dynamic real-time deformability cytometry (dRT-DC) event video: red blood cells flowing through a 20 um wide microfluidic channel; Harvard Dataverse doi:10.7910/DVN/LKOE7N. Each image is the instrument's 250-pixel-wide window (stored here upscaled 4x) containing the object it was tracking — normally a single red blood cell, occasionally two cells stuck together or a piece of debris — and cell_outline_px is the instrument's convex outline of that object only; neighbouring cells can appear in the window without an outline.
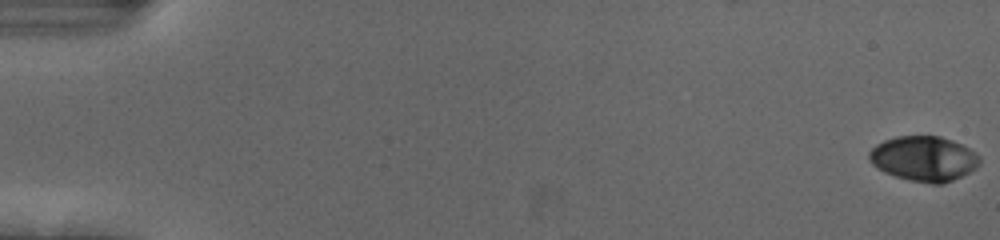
{"species": "human", "species_latin": "Homo sapiens", "temperature_condition": "cold", "stored_images_in_passage": 56, "camera_frame_rate_fps": 3000, "um_per_image_px": 0.085, "donor": {"sex": "female"}, "frame": {"image": 1, "passage_image": 1, "time_ms": 0.0, "image_size_px": [1000, 240], "cell_outline_px": [[980, 164], [976, 168], [944, 184], [932, 184], [908, 180], [884, 172], [876, 168], [868, 160], [868, 152], [876, 144], [884, 140], [896, 136], [940, 136], [952, 140], [976, 152], [980, 156]], "centroid_in_image_um": [78.51, 13.48], "position_along_channel_um": 6.5, "area_um2": 29.13}}
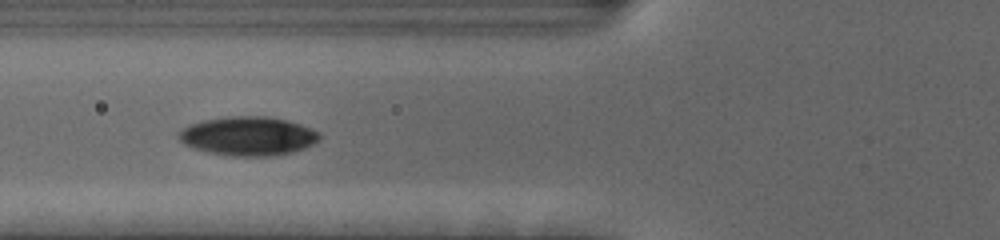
{"frame": {"image": 2, "passage_image": 23, "time_ms": 7.333, "image_size_px": [1000, 240], "cell_outline_px": [[320, 140], [304, 148], [292, 152], [272, 156], [232, 156], [208, 152], [192, 148], [184, 144], [176, 136], [176, 132], [188, 124], [204, 120], [228, 116], [264, 116], [288, 120], [312, 128], [320, 132]], "centroid_in_image_um": [21.06, 11.56], "position_along_channel_um": 104.7, "area_um2": 32.25}}
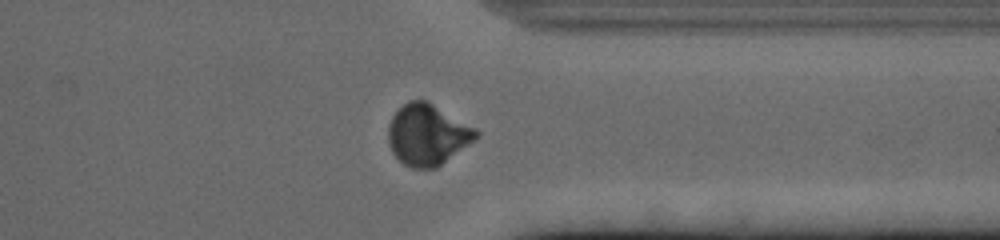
{"frame": {"image": 3, "passage_image": 45, "time_ms": 14.667, "image_size_px": [1000, 240], "cell_outline_px": [[480, 136], [436, 168], [412, 168], [404, 164], [392, 152], [388, 144], [388, 124], [392, 116], [408, 100], [428, 100], [476, 128], [480, 132]], "centroid_in_image_um": [36.34, 11.43], "position_along_channel_um": 375.1, "area_um2": 31.33}, "authors_computed_cell_mechanics": {"area_um2": 30.2583, "velocity_mm_per_s": 3.7142, "shape_relaxation_time_tau1_ms": 3.6894, "shape_relaxation_time_tau2_ms": 1.407, "deformation_change_tau1": 0.1377, "deformation_change_tau2": 0.0417}}